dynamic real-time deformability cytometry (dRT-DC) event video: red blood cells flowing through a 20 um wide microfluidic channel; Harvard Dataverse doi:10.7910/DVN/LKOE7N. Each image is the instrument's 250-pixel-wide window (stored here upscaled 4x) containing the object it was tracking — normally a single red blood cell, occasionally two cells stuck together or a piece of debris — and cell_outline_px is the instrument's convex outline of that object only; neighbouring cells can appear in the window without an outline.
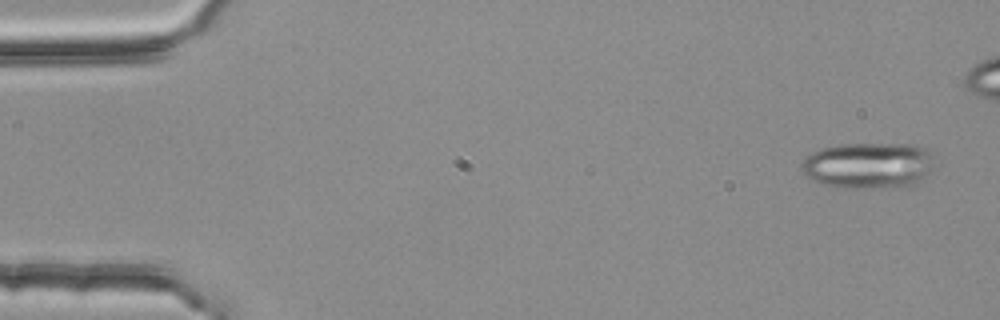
{"species": "common noctule bat (a hibernating species)", "species_latin": "Nyctalus noctula", "temperature_condition": "room temperature", "stored_images_in_passage": 4, "camera_frame_rate_fps": 3000, "um_per_image_px": 0.085, "animal": {"sex": "female", "body_mass_g": 25.1}, "frame": {"image": 1, "passage_image": 1, "time_ms": 0.0, "image_size_px": [1000, 320], "cell_outline_px": [[940, 160], [916, 184], [896, 188], [848, 188], [824, 184], [812, 180], [804, 176], [800, 168], [800, 164], [812, 152], [820, 148], [840, 144], [916, 144], [924, 148], [936, 156]], "centroid_in_image_um": [73.86, 14.06], "position_along_channel_um": 11.1, "area_um2": 36.47}}